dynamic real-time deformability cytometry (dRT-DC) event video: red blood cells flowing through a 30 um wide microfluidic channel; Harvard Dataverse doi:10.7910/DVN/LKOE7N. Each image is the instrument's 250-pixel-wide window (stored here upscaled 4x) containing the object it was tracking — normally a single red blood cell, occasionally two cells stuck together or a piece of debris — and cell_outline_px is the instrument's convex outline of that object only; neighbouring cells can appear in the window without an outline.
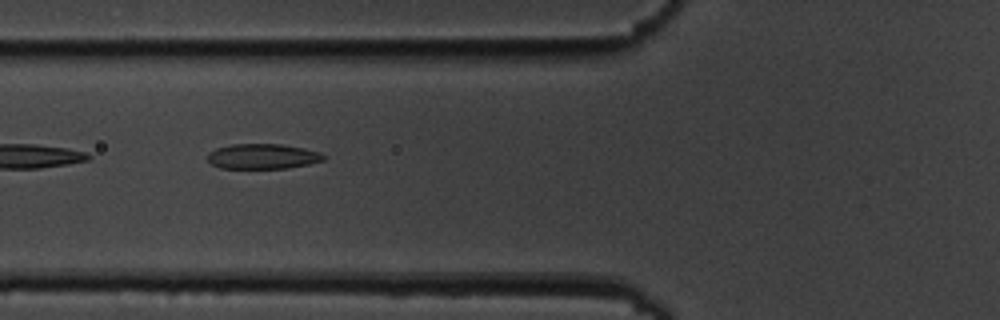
{"species": "common noctule bat (a hibernating species)", "species_latin": "Nyctalus noctula", "temperature_condition": "cold", "stored_images_in_passage": 5, "camera_frame_rate_fps": 3000, "um_per_image_px": 0.085, "animal": {"sex": "male", "body_mass_g": 19.5, "forearm_length_mm": 54.6}, "frame": {"image": 1, "passage_image": 4, "time_ms": 3.667, "image_size_px": [1000, 320], "cell_outline_px": [[324, 160], [308, 164], [288, 168], [220, 168], [212, 164], [208, 160], [208, 152], [216, 148], [232, 144], [280, 144], [304, 148], [320, 152], [324, 156]], "centroid_in_image_um": [22.31, 13.29], "position_along_channel_um": 103.5, "area_um2": 16.94}}